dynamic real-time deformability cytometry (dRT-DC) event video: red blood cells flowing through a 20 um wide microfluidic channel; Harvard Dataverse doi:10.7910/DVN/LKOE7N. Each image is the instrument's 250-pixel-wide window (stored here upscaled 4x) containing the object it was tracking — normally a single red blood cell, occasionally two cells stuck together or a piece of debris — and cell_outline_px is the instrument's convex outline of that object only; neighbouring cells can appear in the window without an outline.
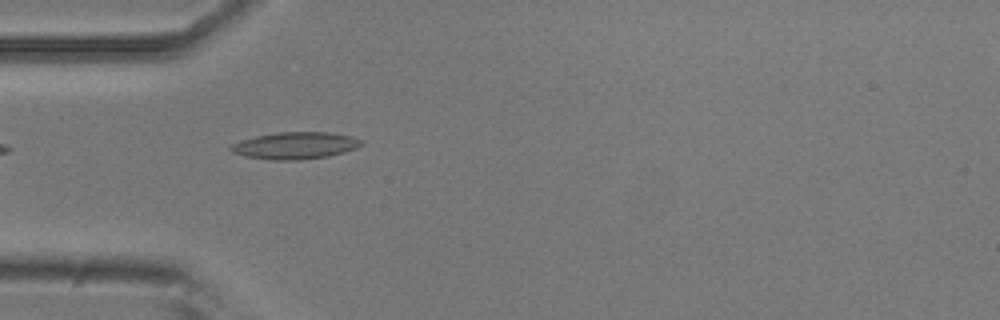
{"species": "common noctule bat (a hibernating species)", "species_latin": "Nyctalus noctula", "temperature_condition": "room temperature", "stored_images_in_passage": 6, "camera_frame_rate_fps": 3000, "um_per_image_px": 0.085, "animal": {"sex": "male", "body_mass_g": 20.5, "forearm_length_mm": 52.5}, "frame": {"image": 1, "passage_image": 5, "time_ms": 1.333, "image_size_px": [1000, 320], "cell_outline_px": [[364, 144], [356, 148], [344, 152], [328, 156], [300, 160], [272, 160], [248, 156], [232, 152], [228, 148], [232, 144], [240, 140], [256, 136], [276, 132], [328, 132], [352, 136], [364, 140]], "centroid_in_image_um": [25.13, 12.36], "position_along_channel_um": 59.9, "area_um2": 20.58}}
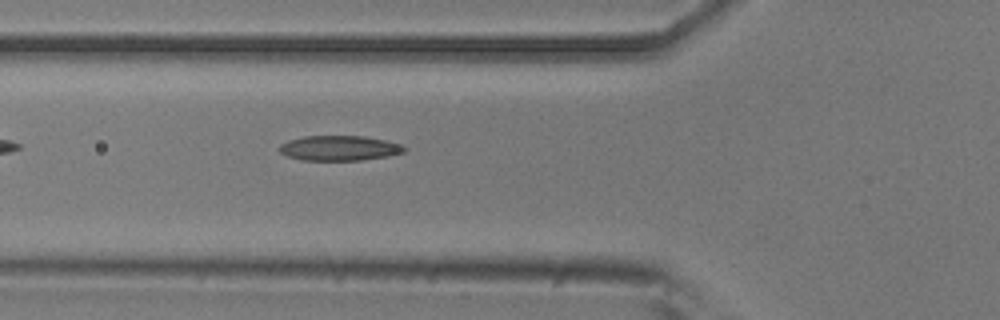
{"frame": {"image": 2, "passage_image": 6, "time_ms": 1.667, "image_size_px": [1000, 320], "cell_outline_px": [[408, 148], [404, 152], [388, 156], [360, 160], [304, 160], [288, 156], [280, 152], [280, 144], [288, 140], [304, 136], [364, 136], [404, 144]], "centroid_in_image_um": [28.89, 12.58], "position_along_channel_um": 96.9, "area_um2": 18.21}}